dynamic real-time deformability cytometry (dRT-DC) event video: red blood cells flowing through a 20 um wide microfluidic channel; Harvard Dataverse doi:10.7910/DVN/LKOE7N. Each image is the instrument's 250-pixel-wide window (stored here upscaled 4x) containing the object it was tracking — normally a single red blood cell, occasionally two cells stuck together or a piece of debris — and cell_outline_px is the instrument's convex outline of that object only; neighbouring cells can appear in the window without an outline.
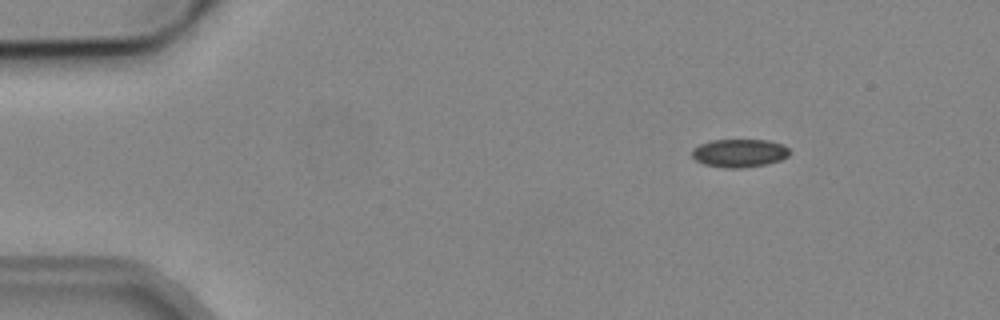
{"species": "common noctule bat (a hibernating species)", "species_latin": "Nyctalus noctula", "temperature_condition": "cold", "stored_images_in_passage": 6, "camera_frame_rate_fps": 3000, "um_per_image_px": 0.085, "animal": {"sex": "male", "body_mass_g": 19.2, "forearm_length_mm": 51.8}, "frame": {"image": 1, "passage_image": 6, "time_ms": 6.667, "image_size_px": [1000, 320], "cell_outline_px": [[792, 152], [788, 156], [780, 160], [768, 164], [744, 168], [728, 168], [704, 164], [696, 160], [692, 156], [692, 148], [700, 144], [712, 140], [768, 140], [784, 144]], "centroid_in_image_um": [62.88, 13.01], "position_along_channel_um": 22.1, "area_um2": 16.18}}